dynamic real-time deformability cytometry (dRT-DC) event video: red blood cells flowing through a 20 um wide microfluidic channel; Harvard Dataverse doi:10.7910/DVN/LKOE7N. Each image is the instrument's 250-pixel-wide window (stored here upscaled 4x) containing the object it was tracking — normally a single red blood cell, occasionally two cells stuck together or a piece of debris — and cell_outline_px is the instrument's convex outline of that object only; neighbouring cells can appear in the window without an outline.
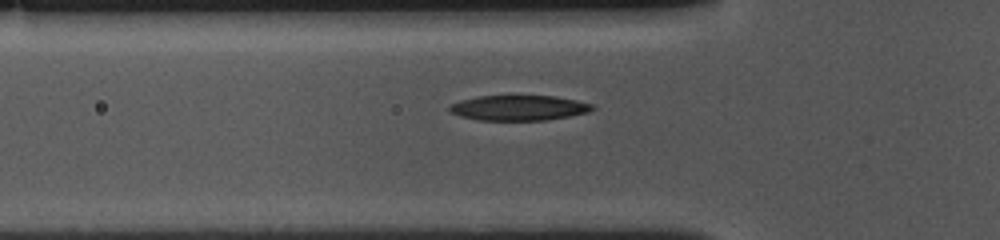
{"species": "common noctule bat (a hibernating species)", "species_latin": "Nyctalus noctula", "temperature_condition": "cold", "stored_images_in_passage": 37, "camera_frame_rate_fps": 3000, "um_per_image_px": 0.085, "animal": {"sex": "female", "body_mass_g": 10.0, "forearm_length_mm": 53.1}, "frame": {"image": 1, "passage_image": 9, "time_ms": 2.667, "image_size_px": [1000, 240], "cell_outline_px": [[596, 108], [588, 112], [548, 120], [476, 120], [460, 116], [452, 112], [448, 108], [452, 104], [460, 100], [476, 96], [556, 96], [576, 100], [592, 104]], "centroid_in_image_um": [44.1, 9.17], "position_along_channel_um": 81.7, "area_um2": 20.92}}
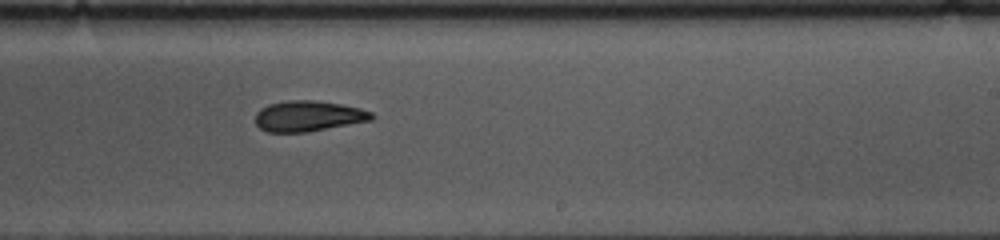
{"frame": {"image": 2, "passage_image": 24, "time_ms": 7.667, "image_size_px": [1000, 240], "cell_outline_px": [[376, 116], [372, 120], [308, 132], [268, 132], [260, 128], [256, 124], [256, 112], [260, 108], [268, 104], [288, 100], [316, 100], [340, 104], [360, 108], [372, 112]], "centroid_in_image_um": [26.21, 9.86], "position_along_channel_um": 262.8, "area_um2": 20.87}}
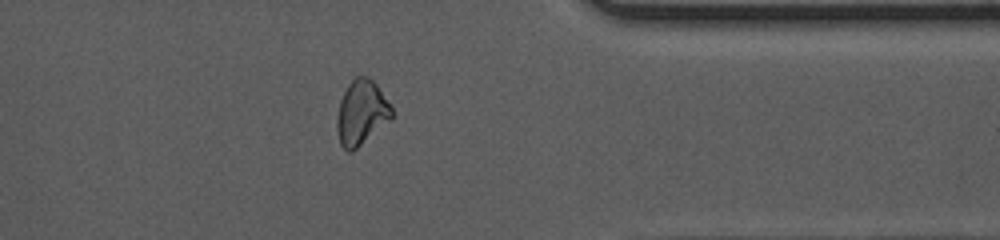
{"frame": {"image": 3, "passage_image": 35, "time_ms": 11.333, "image_size_px": [1000, 240], "cell_outline_px": [[392, 120], [352, 152], [348, 152], [340, 144], [336, 128], [336, 120], [340, 100], [348, 84], [356, 76], [368, 76], [376, 84], [392, 108]], "centroid_in_image_um": [30.72, 9.6], "position_along_channel_um": 380.7, "area_um2": 20.75}}